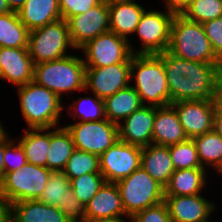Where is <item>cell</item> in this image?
Here are the masks:
<instances>
[{
	"label": "cell",
	"mask_w": 222,
	"mask_h": 222,
	"mask_svg": "<svg viewBox=\"0 0 222 222\" xmlns=\"http://www.w3.org/2000/svg\"><path fill=\"white\" fill-rule=\"evenodd\" d=\"M166 71L170 104L182 100L213 99L222 63H200L169 53L157 54Z\"/></svg>",
	"instance_id": "obj_1"
},
{
	"label": "cell",
	"mask_w": 222,
	"mask_h": 222,
	"mask_svg": "<svg viewBox=\"0 0 222 222\" xmlns=\"http://www.w3.org/2000/svg\"><path fill=\"white\" fill-rule=\"evenodd\" d=\"M131 86L139 94L143 105H170V93L163 60L157 54H133L131 58Z\"/></svg>",
	"instance_id": "obj_2"
},
{
	"label": "cell",
	"mask_w": 222,
	"mask_h": 222,
	"mask_svg": "<svg viewBox=\"0 0 222 222\" xmlns=\"http://www.w3.org/2000/svg\"><path fill=\"white\" fill-rule=\"evenodd\" d=\"M17 92L27 129L59 127L63 99L34 81L18 86Z\"/></svg>",
	"instance_id": "obj_3"
},
{
	"label": "cell",
	"mask_w": 222,
	"mask_h": 222,
	"mask_svg": "<svg viewBox=\"0 0 222 222\" xmlns=\"http://www.w3.org/2000/svg\"><path fill=\"white\" fill-rule=\"evenodd\" d=\"M84 60L76 55L34 64L33 81L61 99L69 92L85 91Z\"/></svg>",
	"instance_id": "obj_4"
},
{
	"label": "cell",
	"mask_w": 222,
	"mask_h": 222,
	"mask_svg": "<svg viewBox=\"0 0 222 222\" xmlns=\"http://www.w3.org/2000/svg\"><path fill=\"white\" fill-rule=\"evenodd\" d=\"M167 51L176 57L200 63H222L212 50L202 24L175 14Z\"/></svg>",
	"instance_id": "obj_5"
},
{
	"label": "cell",
	"mask_w": 222,
	"mask_h": 222,
	"mask_svg": "<svg viewBox=\"0 0 222 222\" xmlns=\"http://www.w3.org/2000/svg\"><path fill=\"white\" fill-rule=\"evenodd\" d=\"M116 185L127 217L164 201L165 188L141 167Z\"/></svg>",
	"instance_id": "obj_6"
},
{
	"label": "cell",
	"mask_w": 222,
	"mask_h": 222,
	"mask_svg": "<svg viewBox=\"0 0 222 222\" xmlns=\"http://www.w3.org/2000/svg\"><path fill=\"white\" fill-rule=\"evenodd\" d=\"M27 49L34 64L60 59L70 55L67 50H76L70 40L68 23L64 19L29 31Z\"/></svg>",
	"instance_id": "obj_7"
},
{
	"label": "cell",
	"mask_w": 222,
	"mask_h": 222,
	"mask_svg": "<svg viewBox=\"0 0 222 222\" xmlns=\"http://www.w3.org/2000/svg\"><path fill=\"white\" fill-rule=\"evenodd\" d=\"M52 171L27 163L16 171L5 173L0 196L8 203L37 200L45 189Z\"/></svg>",
	"instance_id": "obj_8"
},
{
	"label": "cell",
	"mask_w": 222,
	"mask_h": 222,
	"mask_svg": "<svg viewBox=\"0 0 222 222\" xmlns=\"http://www.w3.org/2000/svg\"><path fill=\"white\" fill-rule=\"evenodd\" d=\"M130 40H126L108 31L89 40L79 51L83 53L86 67H104L117 63H131L133 54L137 49Z\"/></svg>",
	"instance_id": "obj_9"
},
{
	"label": "cell",
	"mask_w": 222,
	"mask_h": 222,
	"mask_svg": "<svg viewBox=\"0 0 222 222\" xmlns=\"http://www.w3.org/2000/svg\"><path fill=\"white\" fill-rule=\"evenodd\" d=\"M165 9L145 10L142 14L134 32L142 42L137 54H160L168 49L175 13Z\"/></svg>",
	"instance_id": "obj_10"
},
{
	"label": "cell",
	"mask_w": 222,
	"mask_h": 222,
	"mask_svg": "<svg viewBox=\"0 0 222 222\" xmlns=\"http://www.w3.org/2000/svg\"><path fill=\"white\" fill-rule=\"evenodd\" d=\"M71 133L75 149L101 156L119 140L118 125L107 118L64 125Z\"/></svg>",
	"instance_id": "obj_11"
},
{
	"label": "cell",
	"mask_w": 222,
	"mask_h": 222,
	"mask_svg": "<svg viewBox=\"0 0 222 222\" xmlns=\"http://www.w3.org/2000/svg\"><path fill=\"white\" fill-rule=\"evenodd\" d=\"M142 147L121 140L100 156V171L106 182L116 183L141 167Z\"/></svg>",
	"instance_id": "obj_12"
},
{
	"label": "cell",
	"mask_w": 222,
	"mask_h": 222,
	"mask_svg": "<svg viewBox=\"0 0 222 222\" xmlns=\"http://www.w3.org/2000/svg\"><path fill=\"white\" fill-rule=\"evenodd\" d=\"M131 63H117L104 67H86L85 90L105 99L131 85Z\"/></svg>",
	"instance_id": "obj_13"
},
{
	"label": "cell",
	"mask_w": 222,
	"mask_h": 222,
	"mask_svg": "<svg viewBox=\"0 0 222 222\" xmlns=\"http://www.w3.org/2000/svg\"><path fill=\"white\" fill-rule=\"evenodd\" d=\"M70 40L79 50L89 40L110 31L108 4L102 1L99 5L67 20Z\"/></svg>",
	"instance_id": "obj_14"
},
{
	"label": "cell",
	"mask_w": 222,
	"mask_h": 222,
	"mask_svg": "<svg viewBox=\"0 0 222 222\" xmlns=\"http://www.w3.org/2000/svg\"><path fill=\"white\" fill-rule=\"evenodd\" d=\"M188 139L213 130L215 106L213 99L182 100L171 104Z\"/></svg>",
	"instance_id": "obj_15"
},
{
	"label": "cell",
	"mask_w": 222,
	"mask_h": 222,
	"mask_svg": "<svg viewBox=\"0 0 222 222\" xmlns=\"http://www.w3.org/2000/svg\"><path fill=\"white\" fill-rule=\"evenodd\" d=\"M164 202L173 222H212L209 219L216 210V204L201 194L165 196Z\"/></svg>",
	"instance_id": "obj_16"
},
{
	"label": "cell",
	"mask_w": 222,
	"mask_h": 222,
	"mask_svg": "<svg viewBox=\"0 0 222 222\" xmlns=\"http://www.w3.org/2000/svg\"><path fill=\"white\" fill-rule=\"evenodd\" d=\"M155 107L143 105L118 124L119 140L145 147L152 144Z\"/></svg>",
	"instance_id": "obj_17"
},
{
	"label": "cell",
	"mask_w": 222,
	"mask_h": 222,
	"mask_svg": "<svg viewBox=\"0 0 222 222\" xmlns=\"http://www.w3.org/2000/svg\"><path fill=\"white\" fill-rule=\"evenodd\" d=\"M1 80L14 86L33 81L34 63L27 48L0 47Z\"/></svg>",
	"instance_id": "obj_18"
},
{
	"label": "cell",
	"mask_w": 222,
	"mask_h": 222,
	"mask_svg": "<svg viewBox=\"0 0 222 222\" xmlns=\"http://www.w3.org/2000/svg\"><path fill=\"white\" fill-rule=\"evenodd\" d=\"M85 222L88 220L127 215L122 205L116 183L105 182L92 199L84 206Z\"/></svg>",
	"instance_id": "obj_19"
},
{
	"label": "cell",
	"mask_w": 222,
	"mask_h": 222,
	"mask_svg": "<svg viewBox=\"0 0 222 222\" xmlns=\"http://www.w3.org/2000/svg\"><path fill=\"white\" fill-rule=\"evenodd\" d=\"M188 140L178 119L175 108L170 104L155 107L152 144L170 146Z\"/></svg>",
	"instance_id": "obj_20"
},
{
	"label": "cell",
	"mask_w": 222,
	"mask_h": 222,
	"mask_svg": "<svg viewBox=\"0 0 222 222\" xmlns=\"http://www.w3.org/2000/svg\"><path fill=\"white\" fill-rule=\"evenodd\" d=\"M9 205L11 222H71L57 207L39 200H23Z\"/></svg>",
	"instance_id": "obj_21"
},
{
	"label": "cell",
	"mask_w": 222,
	"mask_h": 222,
	"mask_svg": "<svg viewBox=\"0 0 222 222\" xmlns=\"http://www.w3.org/2000/svg\"><path fill=\"white\" fill-rule=\"evenodd\" d=\"M141 168L165 188L175 171L169 146L150 144L142 147Z\"/></svg>",
	"instance_id": "obj_22"
},
{
	"label": "cell",
	"mask_w": 222,
	"mask_h": 222,
	"mask_svg": "<svg viewBox=\"0 0 222 222\" xmlns=\"http://www.w3.org/2000/svg\"><path fill=\"white\" fill-rule=\"evenodd\" d=\"M17 13L29 31L62 19L58 0H26Z\"/></svg>",
	"instance_id": "obj_23"
},
{
	"label": "cell",
	"mask_w": 222,
	"mask_h": 222,
	"mask_svg": "<svg viewBox=\"0 0 222 222\" xmlns=\"http://www.w3.org/2000/svg\"><path fill=\"white\" fill-rule=\"evenodd\" d=\"M205 168H188L175 170L165 187V196H190L202 194L207 186V172Z\"/></svg>",
	"instance_id": "obj_24"
},
{
	"label": "cell",
	"mask_w": 222,
	"mask_h": 222,
	"mask_svg": "<svg viewBox=\"0 0 222 222\" xmlns=\"http://www.w3.org/2000/svg\"><path fill=\"white\" fill-rule=\"evenodd\" d=\"M110 31L129 41L145 9L137 2L108 5Z\"/></svg>",
	"instance_id": "obj_25"
},
{
	"label": "cell",
	"mask_w": 222,
	"mask_h": 222,
	"mask_svg": "<svg viewBox=\"0 0 222 222\" xmlns=\"http://www.w3.org/2000/svg\"><path fill=\"white\" fill-rule=\"evenodd\" d=\"M142 106L139 94L131 85L104 99L105 117L117 125Z\"/></svg>",
	"instance_id": "obj_26"
},
{
	"label": "cell",
	"mask_w": 222,
	"mask_h": 222,
	"mask_svg": "<svg viewBox=\"0 0 222 222\" xmlns=\"http://www.w3.org/2000/svg\"><path fill=\"white\" fill-rule=\"evenodd\" d=\"M23 131V136L16 140L24 150L27 163L47 168V154L50 149V128H24Z\"/></svg>",
	"instance_id": "obj_27"
},
{
	"label": "cell",
	"mask_w": 222,
	"mask_h": 222,
	"mask_svg": "<svg viewBox=\"0 0 222 222\" xmlns=\"http://www.w3.org/2000/svg\"><path fill=\"white\" fill-rule=\"evenodd\" d=\"M74 150L72 135L65 126L50 128V149L47 154L49 170L63 171Z\"/></svg>",
	"instance_id": "obj_28"
},
{
	"label": "cell",
	"mask_w": 222,
	"mask_h": 222,
	"mask_svg": "<svg viewBox=\"0 0 222 222\" xmlns=\"http://www.w3.org/2000/svg\"><path fill=\"white\" fill-rule=\"evenodd\" d=\"M29 30L17 12L0 15V47L27 48Z\"/></svg>",
	"instance_id": "obj_29"
},
{
	"label": "cell",
	"mask_w": 222,
	"mask_h": 222,
	"mask_svg": "<svg viewBox=\"0 0 222 222\" xmlns=\"http://www.w3.org/2000/svg\"><path fill=\"white\" fill-rule=\"evenodd\" d=\"M193 141L202 167H209L214 173H219L222 169V138L212 130L194 137Z\"/></svg>",
	"instance_id": "obj_30"
},
{
	"label": "cell",
	"mask_w": 222,
	"mask_h": 222,
	"mask_svg": "<svg viewBox=\"0 0 222 222\" xmlns=\"http://www.w3.org/2000/svg\"><path fill=\"white\" fill-rule=\"evenodd\" d=\"M92 96H84L78 97L74 100V103H70L68 110H72V112H68L69 116L74 119H79V121L75 122H89V121H99L106 119L105 117V108H104V100L98 98L95 94ZM71 113V114H70Z\"/></svg>",
	"instance_id": "obj_31"
},
{
	"label": "cell",
	"mask_w": 222,
	"mask_h": 222,
	"mask_svg": "<svg viewBox=\"0 0 222 222\" xmlns=\"http://www.w3.org/2000/svg\"><path fill=\"white\" fill-rule=\"evenodd\" d=\"M62 172L69 180L89 173H101L100 156L75 149Z\"/></svg>",
	"instance_id": "obj_32"
},
{
	"label": "cell",
	"mask_w": 222,
	"mask_h": 222,
	"mask_svg": "<svg viewBox=\"0 0 222 222\" xmlns=\"http://www.w3.org/2000/svg\"><path fill=\"white\" fill-rule=\"evenodd\" d=\"M70 188V180L62 171L52 172L37 200L55 207L64 206Z\"/></svg>",
	"instance_id": "obj_33"
},
{
	"label": "cell",
	"mask_w": 222,
	"mask_h": 222,
	"mask_svg": "<svg viewBox=\"0 0 222 222\" xmlns=\"http://www.w3.org/2000/svg\"><path fill=\"white\" fill-rule=\"evenodd\" d=\"M169 153L175 170L203 168L193 139L170 145Z\"/></svg>",
	"instance_id": "obj_34"
},
{
	"label": "cell",
	"mask_w": 222,
	"mask_h": 222,
	"mask_svg": "<svg viewBox=\"0 0 222 222\" xmlns=\"http://www.w3.org/2000/svg\"><path fill=\"white\" fill-rule=\"evenodd\" d=\"M181 15L200 24L220 18L222 17V0H194Z\"/></svg>",
	"instance_id": "obj_35"
},
{
	"label": "cell",
	"mask_w": 222,
	"mask_h": 222,
	"mask_svg": "<svg viewBox=\"0 0 222 222\" xmlns=\"http://www.w3.org/2000/svg\"><path fill=\"white\" fill-rule=\"evenodd\" d=\"M106 182L101 173H89L70 180L71 189L85 206Z\"/></svg>",
	"instance_id": "obj_36"
},
{
	"label": "cell",
	"mask_w": 222,
	"mask_h": 222,
	"mask_svg": "<svg viewBox=\"0 0 222 222\" xmlns=\"http://www.w3.org/2000/svg\"><path fill=\"white\" fill-rule=\"evenodd\" d=\"M5 135L4 169L5 173L16 171L27 164L24 150L20 143L15 139Z\"/></svg>",
	"instance_id": "obj_37"
},
{
	"label": "cell",
	"mask_w": 222,
	"mask_h": 222,
	"mask_svg": "<svg viewBox=\"0 0 222 222\" xmlns=\"http://www.w3.org/2000/svg\"><path fill=\"white\" fill-rule=\"evenodd\" d=\"M130 219L131 222H173L164 201L136 213Z\"/></svg>",
	"instance_id": "obj_38"
},
{
	"label": "cell",
	"mask_w": 222,
	"mask_h": 222,
	"mask_svg": "<svg viewBox=\"0 0 222 222\" xmlns=\"http://www.w3.org/2000/svg\"><path fill=\"white\" fill-rule=\"evenodd\" d=\"M61 17L67 21L70 17L79 15L99 5L103 0H58Z\"/></svg>",
	"instance_id": "obj_39"
},
{
	"label": "cell",
	"mask_w": 222,
	"mask_h": 222,
	"mask_svg": "<svg viewBox=\"0 0 222 222\" xmlns=\"http://www.w3.org/2000/svg\"><path fill=\"white\" fill-rule=\"evenodd\" d=\"M202 25L213 52L222 62V17L206 21Z\"/></svg>",
	"instance_id": "obj_40"
},
{
	"label": "cell",
	"mask_w": 222,
	"mask_h": 222,
	"mask_svg": "<svg viewBox=\"0 0 222 222\" xmlns=\"http://www.w3.org/2000/svg\"><path fill=\"white\" fill-rule=\"evenodd\" d=\"M71 222H85L84 205L77 199L74 191L68 190L64 206L57 207Z\"/></svg>",
	"instance_id": "obj_41"
},
{
	"label": "cell",
	"mask_w": 222,
	"mask_h": 222,
	"mask_svg": "<svg viewBox=\"0 0 222 222\" xmlns=\"http://www.w3.org/2000/svg\"><path fill=\"white\" fill-rule=\"evenodd\" d=\"M194 0H163L165 8L175 14H182Z\"/></svg>",
	"instance_id": "obj_42"
},
{
	"label": "cell",
	"mask_w": 222,
	"mask_h": 222,
	"mask_svg": "<svg viewBox=\"0 0 222 222\" xmlns=\"http://www.w3.org/2000/svg\"><path fill=\"white\" fill-rule=\"evenodd\" d=\"M213 102L215 106L214 115H222V71L216 82L215 92L213 95Z\"/></svg>",
	"instance_id": "obj_43"
},
{
	"label": "cell",
	"mask_w": 222,
	"mask_h": 222,
	"mask_svg": "<svg viewBox=\"0 0 222 222\" xmlns=\"http://www.w3.org/2000/svg\"><path fill=\"white\" fill-rule=\"evenodd\" d=\"M0 222L10 221V205L0 196Z\"/></svg>",
	"instance_id": "obj_44"
},
{
	"label": "cell",
	"mask_w": 222,
	"mask_h": 222,
	"mask_svg": "<svg viewBox=\"0 0 222 222\" xmlns=\"http://www.w3.org/2000/svg\"><path fill=\"white\" fill-rule=\"evenodd\" d=\"M4 152H5V136L0 139V186L3 182L5 175Z\"/></svg>",
	"instance_id": "obj_45"
},
{
	"label": "cell",
	"mask_w": 222,
	"mask_h": 222,
	"mask_svg": "<svg viewBox=\"0 0 222 222\" xmlns=\"http://www.w3.org/2000/svg\"><path fill=\"white\" fill-rule=\"evenodd\" d=\"M213 131L222 138V115H214Z\"/></svg>",
	"instance_id": "obj_46"
},
{
	"label": "cell",
	"mask_w": 222,
	"mask_h": 222,
	"mask_svg": "<svg viewBox=\"0 0 222 222\" xmlns=\"http://www.w3.org/2000/svg\"><path fill=\"white\" fill-rule=\"evenodd\" d=\"M129 221H126L125 218H119V217H106V218H99V219H93L88 220L87 222H131L130 217H128Z\"/></svg>",
	"instance_id": "obj_47"
},
{
	"label": "cell",
	"mask_w": 222,
	"mask_h": 222,
	"mask_svg": "<svg viewBox=\"0 0 222 222\" xmlns=\"http://www.w3.org/2000/svg\"><path fill=\"white\" fill-rule=\"evenodd\" d=\"M25 2L26 0H8L9 7L12 12H18L23 7Z\"/></svg>",
	"instance_id": "obj_48"
},
{
	"label": "cell",
	"mask_w": 222,
	"mask_h": 222,
	"mask_svg": "<svg viewBox=\"0 0 222 222\" xmlns=\"http://www.w3.org/2000/svg\"><path fill=\"white\" fill-rule=\"evenodd\" d=\"M12 12L8 0H0V15Z\"/></svg>",
	"instance_id": "obj_49"
},
{
	"label": "cell",
	"mask_w": 222,
	"mask_h": 222,
	"mask_svg": "<svg viewBox=\"0 0 222 222\" xmlns=\"http://www.w3.org/2000/svg\"><path fill=\"white\" fill-rule=\"evenodd\" d=\"M103 1L108 5L136 2V0H103Z\"/></svg>",
	"instance_id": "obj_50"
},
{
	"label": "cell",
	"mask_w": 222,
	"mask_h": 222,
	"mask_svg": "<svg viewBox=\"0 0 222 222\" xmlns=\"http://www.w3.org/2000/svg\"><path fill=\"white\" fill-rule=\"evenodd\" d=\"M4 128L5 127L3 126L2 122L0 121V139L8 133V132H6V129H4Z\"/></svg>",
	"instance_id": "obj_51"
},
{
	"label": "cell",
	"mask_w": 222,
	"mask_h": 222,
	"mask_svg": "<svg viewBox=\"0 0 222 222\" xmlns=\"http://www.w3.org/2000/svg\"><path fill=\"white\" fill-rule=\"evenodd\" d=\"M1 73H2V70H1V67H0V80H1Z\"/></svg>",
	"instance_id": "obj_52"
}]
</instances>
